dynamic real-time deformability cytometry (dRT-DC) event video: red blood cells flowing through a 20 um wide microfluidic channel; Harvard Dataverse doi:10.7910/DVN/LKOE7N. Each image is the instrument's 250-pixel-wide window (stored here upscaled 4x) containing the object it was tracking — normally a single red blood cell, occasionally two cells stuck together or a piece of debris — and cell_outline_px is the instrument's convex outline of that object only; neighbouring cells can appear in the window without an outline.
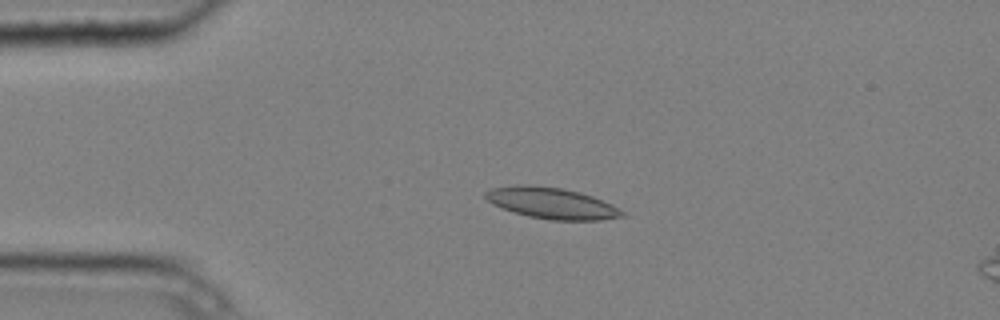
{"species": "common noctule bat (a hibernating species)", "species_latin": "Nyctalus noctula", "temperature_condition": "cold", "stored_images_in_passage": 4, "camera_frame_rate_fps": 3000, "um_per_image_px": 0.085, "animal": {"sex": "male", "body_mass_g": 20.4}, "frame": {"image": 1, "passage_image": 3, "time_ms": 0.667, "image_size_px": [1000, 320], "cell_outline_px": [[628, 216], [600, 220], [548, 220], [528, 216], [492, 204], [484, 196], [484, 192], [492, 188], [516, 184], [520, 184], [564, 188], [580, 192], [592, 196], [612, 204], [624, 212]], "centroid_in_image_um": [46.92, 17.26], "position_along_channel_um": 38.1, "area_um2": 24.85}}